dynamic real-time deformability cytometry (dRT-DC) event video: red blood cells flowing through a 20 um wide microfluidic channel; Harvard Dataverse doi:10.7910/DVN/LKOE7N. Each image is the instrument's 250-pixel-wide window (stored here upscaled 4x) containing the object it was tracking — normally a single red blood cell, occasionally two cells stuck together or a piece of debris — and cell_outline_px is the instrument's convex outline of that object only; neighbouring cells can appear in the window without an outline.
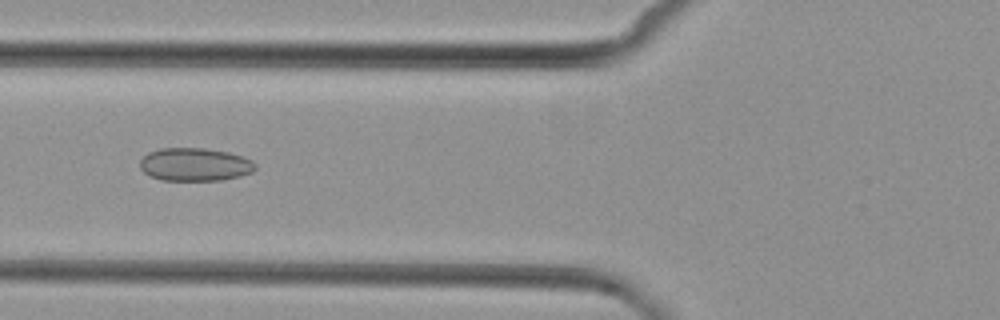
{"species": "common noctule bat (a hibernating species)", "species_latin": "Nyctalus noctula", "temperature_condition": "cold", "stored_images_in_passage": 7, "camera_frame_rate_fps": 3000, "um_per_image_px": 0.085, "animal": {"sex": "female", "body_mass_g": 29.2, "forearm_length_mm": 56.3}, "frame": {"image": 1, "passage_image": 5, "time_ms": 5.667, "image_size_px": [1000, 320], "cell_outline_px": [[256, 168], [252, 172], [240, 176], [224, 180], [160, 180], [144, 172], [140, 168], [140, 160], [148, 152], [160, 148], [204, 148], [228, 152], [252, 160], [256, 164]], "centroid_in_image_um": [16.56, 13.98], "position_along_channel_um": 109.2, "area_um2": 22.25}}
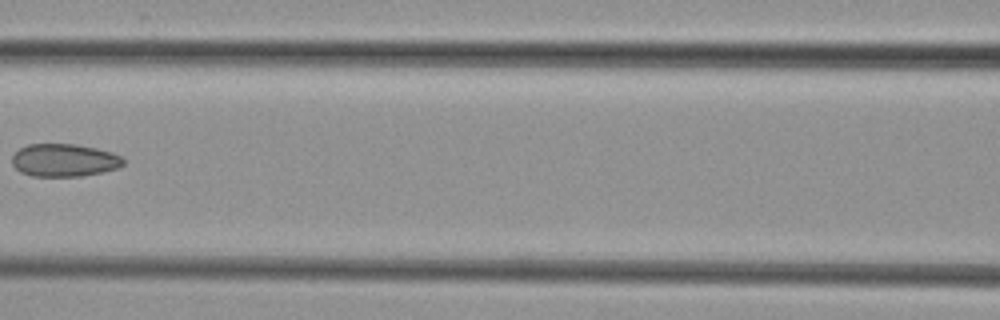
{"frame": {"image": 2, "passage_image": 6, "time_ms": 7.0, "image_size_px": [1000, 320], "cell_outline_px": [[124, 164], [116, 168], [100, 172], [80, 176], [32, 176], [20, 172], [12, 164], [12, 156], [20, 148], [28, 144], [76, 144], [96, 148], [112, 152], [120, 156], [124, 160]], "centroid_in_image_um": [5.44, 13.61], "position_along_channel_um": 161.2, "area_um2": 21.15}}
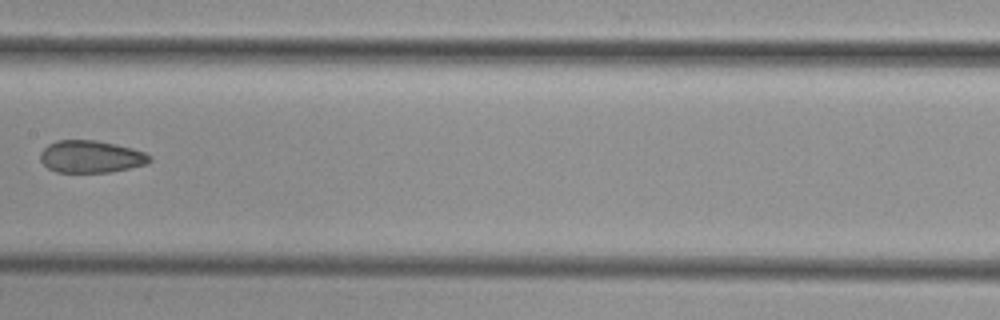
{"frame": {"image": 3, "passage_image": 7, "time_ms": 8.0, "image_size_px": [1000, 320], "cell_outline_px": [[152, 160], [148, 164], [112, 172], [56, 172], [48, 168], [40, 160], [40, 152], [48, 144], [56, 140], [96, 140], [116, 144], [132, 148], [144, 152], [152, 156]], "centroid_in_image_um": [7.75, 13.31], "position_along_channel_um": 199.7, "area_um2": 20.75}}